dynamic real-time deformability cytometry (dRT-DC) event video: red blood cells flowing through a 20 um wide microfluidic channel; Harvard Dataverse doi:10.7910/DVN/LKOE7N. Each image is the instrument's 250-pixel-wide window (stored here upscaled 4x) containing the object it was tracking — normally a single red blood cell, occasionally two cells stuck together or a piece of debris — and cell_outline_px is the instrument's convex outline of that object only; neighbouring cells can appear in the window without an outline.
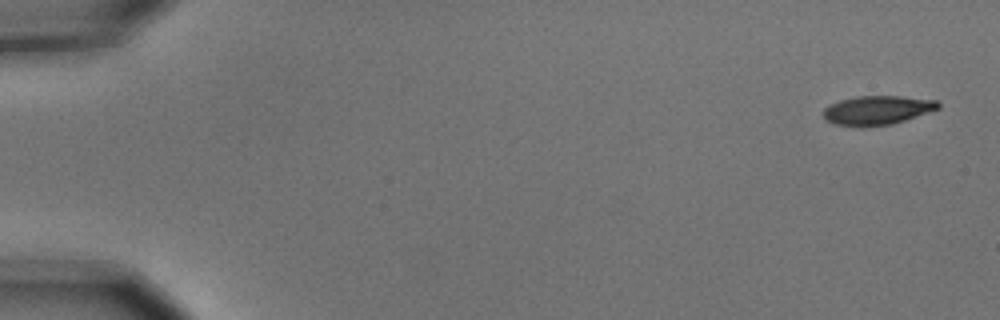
{"species": "common noctule bat (a hibernating species)", "species_latin": "Nyctalus noctula", "temperature_condition": "cold", "stored_images_in_passage": 5, "camera_frame_rate_fps": 3000, "um_per_image_px": 0.085, "animal": {"sex": "male", "body_mass_g": 15.6}, "frame": {"image": 1, "passage_image": 1, "time_ms": 0.0, "image_size_px": [1000, 320], "cell_outline_px": [[940, 108], [892, 124], [836, 124], [828, 120], [824, 116], [824, 108], [840, 100], [856, 96], [900, 96], [936, 100], [940, 104]], "centroid_in_image_um": [74.62, 9.32], "position_along_channel_um": 10.4, "area_um2": 18.55}}
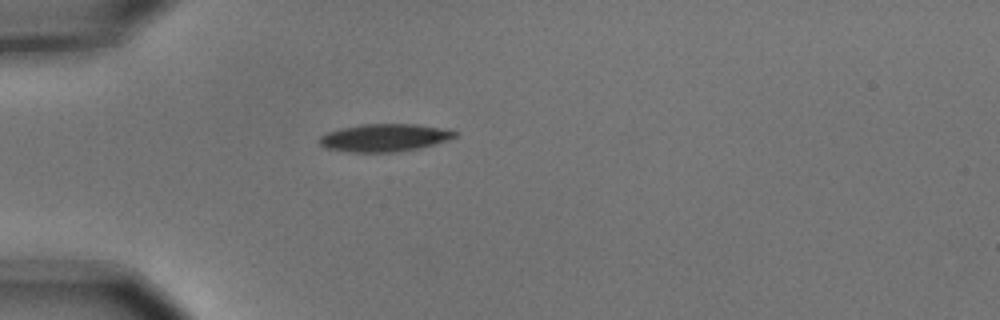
{"frame": {"image": 2, "passage_image": 5, "time_ms": 1.333, "image_size_px": [1000, 320], "cell_outline_px": [[456, 136], [448, 140], [420, 148], [396, 152], [348, 152], [324, 148], [316, 140], [320, 136], [328, 132], [340, 128], [360, 124], [416, 124], [440, 128], [456, 132]], "centroid_in_image_um": [32.61, 11.71], "position_along_channel_um": 52.4, "area_um2": 21.91}}